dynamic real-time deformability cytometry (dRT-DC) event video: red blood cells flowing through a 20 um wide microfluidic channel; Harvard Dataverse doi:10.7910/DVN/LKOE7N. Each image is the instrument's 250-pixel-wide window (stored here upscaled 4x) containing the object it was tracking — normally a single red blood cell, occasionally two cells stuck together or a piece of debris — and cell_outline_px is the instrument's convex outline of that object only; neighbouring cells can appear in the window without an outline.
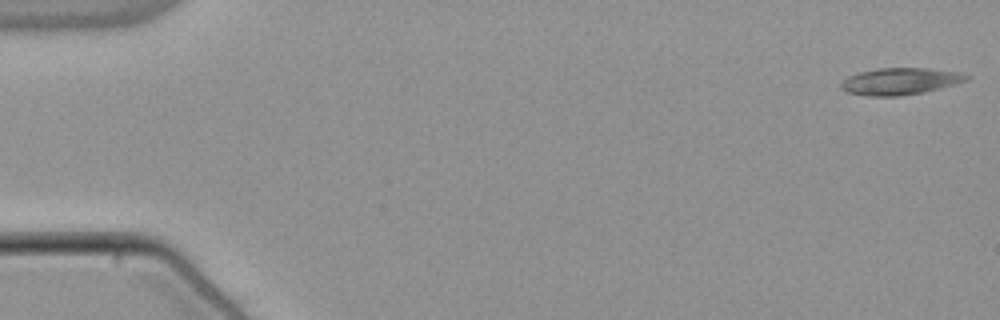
{"species": "common noctule bat (a hibernating species)", "species_latin": "Nyctalus noctula", "temperature_condition": "warm", "stored_images_in_passage": 44, "camera_frame_rate_fps": 3000, "um_per_image_px": 0.085, "animal": {"sex": "male", "body_mass_g": 21.5, "forearm_length_mm": 52.0}, "frame": {"image": 1, "passage_image": 1, "time_ms": 0.0, "image_size_px": [1000, 320], "cell_outline_px": [[968, 80], [924, 92], [900, 96], [868, 96], [848, 92], [840, 88], [840, 84], [848, 76], [860, 72], [880, 68], [928, 68], [960, 72], [968, 76]], "centroid_in_image_um": [76.49, 6.91], "position_along_channel_um": 8.5, "area_um2": 19.42}}
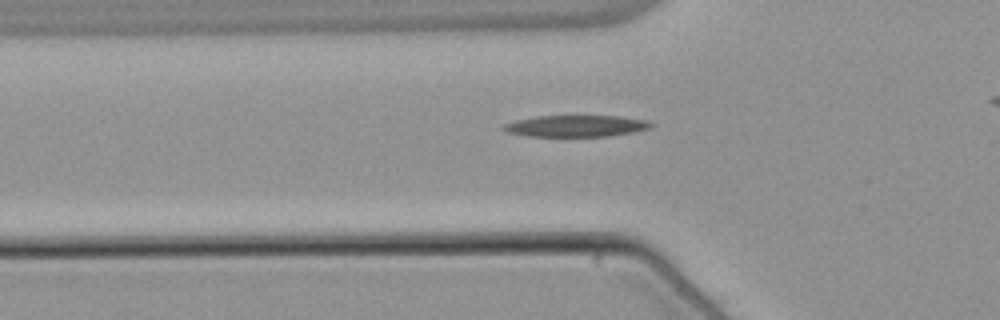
{"frame": {"image": 2, "passage_image": 18, "time_ms": 5.667, "image_size_px": [1000, 320], "cell_outline_px": [[656, 124], [652, 128], [632, 132], [608, 136], [528, 136], [508, 132], [500, 128], [504, 124], [516, 120], [536, 116], [620, 116], [648, 120]], "centroid_in_image_um": [49.01, 10.7], "position_along_channel_um": 76.8, "area_um2": 18.55}}
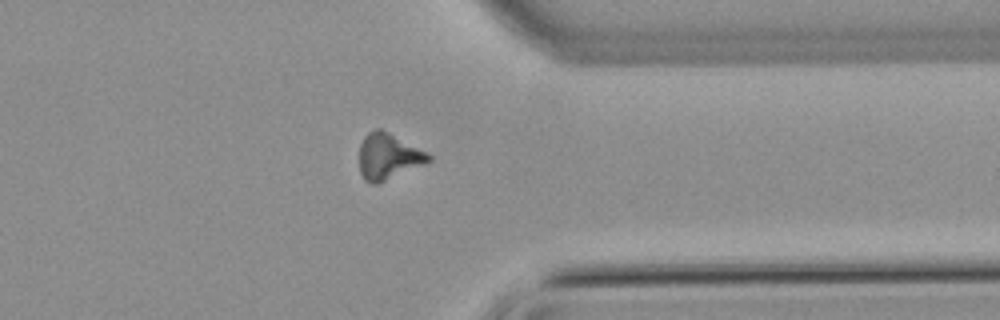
{"frame": {"image": 3, "passage_image": 42, "time_ms": 13.667, "image_size_px": [1000, 320], "cell_outline_px": [[432, 160], [424, 164], [376, 184], [372, 184], [364, 180], [360, 172], [360, 144], [364, 136], [368, 132], [376, 128], [380, 128], [428, 152], [432, 156]], "centroid_in_image_um": [33.0, 13.28], "position_along_channel_um": 378.4, "area_um2": 18.5}}